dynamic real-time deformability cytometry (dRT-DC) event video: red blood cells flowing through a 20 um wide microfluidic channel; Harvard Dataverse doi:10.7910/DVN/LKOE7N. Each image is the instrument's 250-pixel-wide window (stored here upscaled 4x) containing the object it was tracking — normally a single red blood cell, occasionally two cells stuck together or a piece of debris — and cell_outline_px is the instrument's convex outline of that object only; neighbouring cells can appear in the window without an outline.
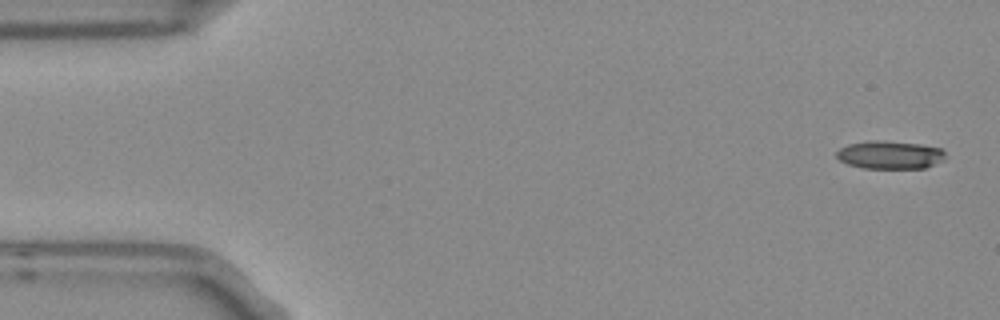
{"species": "Egyptian fruit bat (a non-hibernating species)", "species_latin": "Rousettus aegyptiacus", "temperature_condition": "room temperature", "stored_images_in_passage": 3, "camera_frame_rate_fps": 3000, "um_per_image_px": 0.085, "frame": {"image": 1, "passage_image": 1, "time_ms": 0.0, "image_size_px": [1000, 320], "cell_outline_px": [[944, 160], [924, 168], [864, 168], [848, 164], [840, 160], [836, 156], [836, 152], [840, 148], [848, 144], [868, 140], [880, 140], [920, 144], [940, 148], [944, 152]], "centroid_in_image_um": [75.62, 13.15], "position_along_channel_um": 9.4, "area_um2": 17.74}}